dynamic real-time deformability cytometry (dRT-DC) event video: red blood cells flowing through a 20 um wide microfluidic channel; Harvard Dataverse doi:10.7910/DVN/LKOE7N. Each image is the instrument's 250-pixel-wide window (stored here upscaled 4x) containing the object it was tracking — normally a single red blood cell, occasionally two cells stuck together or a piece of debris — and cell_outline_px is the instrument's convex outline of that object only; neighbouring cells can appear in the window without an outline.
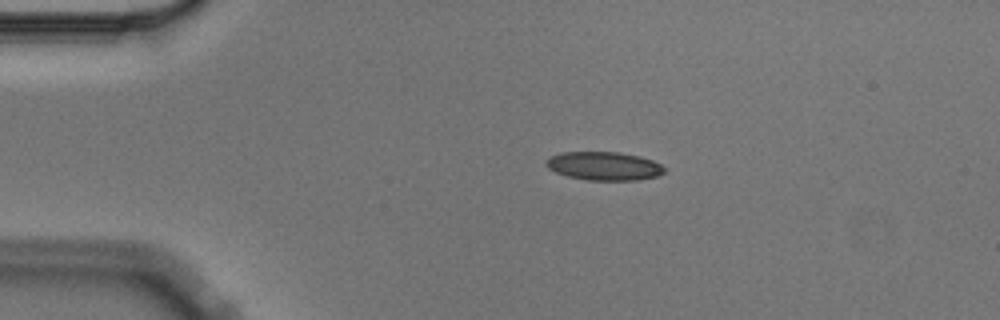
{"species": "Egyptian fruit bat (a non-hibernating species)", "species_latin": "Rousettus aegyptiacus", "temperature_condition": "cold", "stored_images_in_passage": 2, "camera_frame_rate_fps": 3000, "um_per_image_px": 0.085, "animal": {"sex": "male"}, "frame": {"image": 1, "passage_image": 1, "time_ms": 0.0, "image_size_px": [1000, 320], "cell_outline_px": [[664, 172], [656, 176], [636, 180], [588, 180], [568, 176], [556, 172], [548, 168], [544, 164], [552, 156], [560, 152], [620, 152], [640, 156], [652, 160], [660, 164], [664, 168]], "centroid_in_image_um": [51.34, 14.1], "position_along_channel_um": 33.7, "area_um2": 19.48}}